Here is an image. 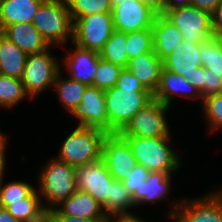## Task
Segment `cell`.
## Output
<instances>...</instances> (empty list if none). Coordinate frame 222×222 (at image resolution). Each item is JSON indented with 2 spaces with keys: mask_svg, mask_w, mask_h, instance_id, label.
Masks as SVG:
<instances>
[{
  "mask_svg": "<svg viewBox=\"0 0 222 222\" xmlns=\"http://www.w3.org/2000/svg\"><path fill=\"white\" fill-rule=\"evenodd\" d=\"M171 134L166 137H124L132 148L136 163L149 172L176 173L181 158L171 146Z\"/></svg>",
  "mask_w": 222,
  "mask_h": 222,
  "instance_id": "1",
  "label": "cell"
},
{
  "mask_svg": "<svg viewBox=\"0 0 222 222\" xmlns=\"http://www.w3.org/2000/svg\"><path fill=\"white\" fill-rule=\"evenodd\" d=\"M32 24L47 43L64 48L73 40V22L66 0H44L32 18Z\"/></svg>",
  "mask_w": 222,
  "mask_h": 222,
  "instance_id": "2",
  "label": "cell"
},
{
  "mask_svg": "<svg viewBox=\"0 0 222 222\" xmlns=\"http://www.w3.org/2000/svg\"><path fill=\"white\" fill-rule=\"evenodd\" d=\"M107 133L97 128L76 126L63 141L57 159L73 167L102 159Z\"/></svg>",
  "mask_w": 222,
  "mask_h": 222,
  "instance_id": "3",
  "label": "cell"
},
{
  "mask_svg": "<svg viewBox=\"0 0 222 222\" xmlns=\"http://www.w3.org/2000/svg\"><path fill=\"white\" fill-rule=\"evenodd\" d=\"M38 180L37 187L39 189L37 190L44 198L42 204L47 212L77 191L75 167L57 158L50 160L47 165L43 166Z\"/></svg>",
  "mask_w": 222,
  "mask_h": 222,
  "instance_id": "4",
  "label": "cell"
},
{
  "mask_svg": "<svg viewBox=\"0 0 222 222\" xmlns=\"http://www.w3.org/2000/svg\"><path fill=\"white\" fill-rule=\"evenodd\" d=\"M105 105L109 118V134L120 133L133 116L153 99L149 90L118 88L104 90Z\"/></svg>",
  "mask_w": 222,
  "mask_h": 222,
  "instance_id": "5",
  "label": "cell"
},
{
  "mask_svg": "<svg viewBox=\"0 0 222 222\" xmlns=\"http://www.w3.org/2000/svg\"><path fill=\"white\" fill-rule=\"evenodd\" d=\"M52 47L39 53L28 54L21 80L31 99L53 87L56 76L61 71L59 60L49 52Z\"/></svg>",
  "mask_w": 222,
  "mask_h": 222,
  "instance_id": "6",
  "label": "cell"
},
{
  "mask_svg": "<svg viewBox=\"0 0 222 222\" xmlns=\"http://www.w3.org/2000/svg\"><path fill=\"white\" fill-rule=\"evenodd\" d=\"M182 33V40L202 44L213 37L212 15L195 6H179L163 14Z\"/></svg>",
  "mask_w": 222,
  "mask_h": 222,
  "instance_id": "7",
  "label": "cell"
},
{
  "mask_svg": "<svg viewBox=\"0 0 222 222\" xmlns=\"http://www.w3.org/2000/svg\"><path fill=\"white\" fill-rule=\"evenodd\" d=\"M174 203V204H173ZM171 203L169 217L174 222H222V190L213 191L204 197Z\"/></svg>",
  "mask_w": 222,
  "mask_h": 222,
  "instance_id": "8",
  "label": "cell"
},
{
  "mask_svg": "<svg viewBox=\"0 0 222 222\" xmlns=\"http://www.w3.org/2000/svg\"><path fill=\"white\" fill-rule=\"evenodd\" d=\"M169 106L159 100L152 99L140 109L120 132L123 137L155 138L166 137L170 127L166 120Z\"/></svg>",
  "mask_w": 222,
  "mask_h": 222,
  "instance_id": "9",
  "label": "cell"
},
{
  "mask_svg": "<svg viewBox=\"0 0 222 222\" xmlns=\"http://www.w3.org/2000/svg\"><path fill=\"white\" fill-rule=\"evenodd\" d=\"M114 30L112 13L87 15L73 23L72 43L99 53Z\"/></svg>",
  "mask_w": 222,
  "mask_h": 222,
  "instance_id": "10",
  "label": "cell"
},
{
  "mask_svg": "<svg viewBox=\"0 0 222 222\" xmlns=\"http://www.w3.org/2000/svg\"><path fill=\"white\" fill-rule=\"evenodd\" d=\"M114 29L134 32L151 29L157 14L140 0H111Z\"/></svg>",
  "mask_w": 222,
  "mask_h": 222,
  "instance_id": "11",
  "label": "cell"
},
{
  "mask_svg": "<svg viewBox=\"0 0 222 222\" xmlns=\"http://www.w3.org/2000/svg\"><path fill=\"white\" fill-rule=\"evenodd\" d=\"M76 189L90 194L101 206L110 198L113 176L103 159L75 167Z\"/></svg>",
  "mask_w": 222,
  "mask_h": 222,
  "instance_id": "12",
  "label": "cell"
},
{
  "mask_svg": "<svg viewBox=\"0 0 222 222\" xmlns=\"http://www.w3.org/2000/svg\"><path fill=\"white\" fill-rule=\"evenodd\" d=\"M102 159L113 178L121 182L137 164L131 146L120 133L107 134L102 146Z\"/></svg>",
  "mask_w": 222,
  "mask_h": 222,
  "instance_id": "13",
  "label": "cell"
},
{
  "mask_svg": "<svg viewBox=\"0 0 222 222\" xmlns=\"http://www.w3.org/2000/svg\"><path fill=\"white\" fill-rule=\"evenodd\" d=\"M72 116L78 121V126L97 128L109 134V118L104 90L95 86H87L81 104Z\"/></svg>",
  "mask_w": 222,
  "mask_h": 222,
  "instance_id": "14",
  "label": "cell"
},
{
  "mask_svg": "<svg viewBox=\"0 0 222 222\" xmlns=\"http://www.w3.org/2000/svg\"><path fill=\"white\" fill-rule=\"evenodd\" d=\"M47 215H68L90 220H108L103 207L88 193L77 190Z\"/></svg>",
  "mask_w": 222,
  "mask_h": 222,
  "instance_id": "15",
  "label": "cell"
},
{
  "mask_svg": "<svg viewBox=\"0 0 222 222\" xmlns=\"http://www.w3.org/2000/svg\"><path fill=\"white\" fill-rule=\"evenodd\" d=\"M73 51L63 59L70 79L80 81L87 86H93L95 72L98 69L100 55L96 51L88 50L73 44Z\"/></svg>",
  "mask_w": 222,
  "mask_h": 222,
  "instance_id": "16",
  "label": "cell"
},
{
  "mask_svg": "<svg viewBox=\"0 0 222 222\" xmlns=\"http://www.w3.org/2000/svg\"><path fill=\"white\" fill-rule=\"evenodd\" d=\"M176 95L189 99L203 100L200 92L187 81L186 77L173 73L163 67L159 86L154 92L153 98L170 107Z\"/></svg>",
  "mask_w": 222,
  "mask_h": 222,
  "instance_id": "17",
  "label": "cell"
},
{
  "mask_svg": "<svg viewBox=\"0 0 222 222\" xmlns=\"http://www.w3.org/2000/svg\"><path fill=\"white\" fill-rule=\"evenodd\" d=\"M199 54L200 44L182 40L175 51L163 61V67L173 73L190 78L196 71V67L202 66Z\"/></svg>",
  "mask_w": 222,
  "mask_h": 222,
  "instance_id": "18",
  "label": "cell"
},
{
  "mask_svg": "<svg viewBox=\"0 0 222 222\" xmlns=\"http://www.w3.org/2000/svg\"><path fill=\"white\" fill-rule=\"evenodd\" d=\"M151 29L153 52L164 61L182 42V33L163 14L155 17Z\"/></svg>",
  "mask_w": 222,
  "mask_h": 222,
  "instance_id": "19",
  "label": "cell"
},
{
  "mask_svg": "<svg viewBox=\"0 0 222 222\" xmlns=\"http://www.w3.org/2000/svg\"><path fill=\"white\" fill-rule=\"evenodd\" d=\"M163 61L154 52H146L129 61L128 69L154 94L159 86Z\"/></svg>",
  "mask_w": 222,
  "mask_h": 222,
  "instance_id": "20",
  "label": "cell"
},
{
  "mask_svg": "<svg viewBox=\"0 0 222 222\" xmlns=\"http://www.w3.org/2000/svg\"><path fill=\"white\" fill-rule=\"evenodd\" d=\"M1 33L27 55L42 52L50 47L32 23H14L7 26Z\"/></svg>",
  "mask_w": 222,
  "mask_h": 222,
  "instance_id": "21",
  "label": "cell"
},
{
  "mask_svg": "<svg viewBox=\"0 0 222 222\" xmlns=\"http://www.w3.org/2000/svg\"><path fill=\"white\" fill-rule=\"evenodd\" d=\"M44 0H0V32L14 23H32Z\"/></svg>",
  "mask_w": 222,
  "mask_h": 222,
  "instance_id": "22",
  "label": "cell"
},
{
  "mask_svg": "<svg viewBox=\"0 0 222 222\" xmlns=\"http://www.w3.org/2000/svg\"><path fill=\"white\" fill-rule=\"evenodd\" d=\"M28 55L0 32V74L22 79Z\"/></svg>",
  "mask_w": 222,
  "mask_h": 222,
  "instance_id": "23",
  "label": "cell"
},
{
  "mask_svg": "<svg viewBox=\"0 0 222 222\" xmlns=\"http://www.w3.org/2000/svg\"><path fill=\"white\" fill-rule=\"evenodd\" d=\"M173 173L149 172L147 180L140 187V206L165 200L170 194Z\"/></svg>",
  "mask_w": 222,
  "mask_h": 222,
  "instance_id": "24",
  "label": "cell"
},
{
  "mask_svg": "<svg viewBox=\"0 0 222 222\" xmlns=\"http://www.w3.org/2000/svg\"><path fill=\"white\" fill-rule=\"evenodd\" d=\"M61 74V71L57 74L53 87L63 103L62 106L72 115L81 104L87 85L66 76L62 77Z\"/></svg>",
  "mask_w": 222,
  "mask_h": 222,
  "instance_id": "25",
  "label": "cell"
},
{
  "mask_svg": "<svg viewBox=\"0 0 222 222\" xmlns=\"http://www.w3.org/2000/svg\"><path fill=\"white\" fill-rule=\"evenodd\" d=\"M8 212L21 222H43L47 219V211L43 207L39 191L35 189L23 202L12 203Z\"/></svg>",
  "mask_w": 222,
  "mask_h": 222,
  "instance_id": "26",
  "label": "cell"
},
{
  "mask_svg": "<svg viewBox=\"0 0 222 222\" xmlns=\"http://www.w3.org/2000/svg\"><path fill=\"white\" fill-rule=\"evenodd\" d=\"M102 207L108 218L116 214L132 213L129 210L133 207L136 209L132 195L124 187L123 182L115 179L111 182L110 198Z\"/></svg>",
  "mask_w": 222,
  "mask_h": 222,
  "instance_id": "27",
  "label": "cell"
},
{
  "mask_svg": "<svg viewBox=\"0 0 222 222\" xmlns=\"http://www.w3.org/2000/svg\"><path fill=\"white\" fill-rule=\"evenodd\" d=\"M126 42L127 33L114 30L99 52L100 58L122 68H128L129 59L126 52Z\"/></svg>",
  "mask_w": 222,
  "mask_h": 222,
  "instance_id": "28",
  "label": "cell"
},
{
  "mask_svg": "<svg viewBox=\"0 0 222 222\" xmlns=\"http://www.w3.org/2000/svg\"><path fill=\"white\" fill-rule=\"evenodd\" d=\"M30 97L19 78L0 74V107L10 109L15 107L22 99Z\"/></svg>",
  "mask_w": 222,
  "mask_h": 222,
  "instance_id": "29",
  "label": "cell"
},
{
  "mask_svg": "<svg viewBox=\"0 0 222 222\" xmlns=\"http://www.w3.org/2000/svg\"><path fill=\"white\" fill-rule=\"evenodd\" d=\"M4 174L0 176V207L7 208L12 203L23 202L36 188L27 181L3 183Z\"/></svg>",
  "mask_w": 222,
  "mask_h": 222,
  "instance_id": "30",
  "label": "cell"
},
{
  "mask_svg": "<svg viewBox=\"0 0 222 222\" xmlns=\"http://www.w3.org/2000/svg\"><path fill=\"white\" fill-rule=\"evenodd\" d=\"M72 22L87 15L112 13L111 0H66Z\"/></svg>",
  "mask_w": 222,
  "mask_h": 222,
  "instance_id": "31",
  "label": "cell"
},
{
  "mask_svg": "<svg viewBox=\"0 0 222 222\" xmlns=\"http://www.w3.org/2000/svg\"><path fill=\"white\" fill-rule=\"evenodd\" d=\"M201 65L216 74H222V39L210 37L200 44Z\"/></svg>",
  "mask_w": 222,
  "mask_h": 222,
  "instance_id": "32",
  "label": "cell"
},
{
  "mask_svg": "<svg viewBox=\"0 0 222 222\" xmlns=\"http://www.w3.org/2000/svg\"><path fill=\"white\" fill-rule=\"evenodd\" d=\"M126 52L129 61L140 54L153 52L152 29H143L127 33Z\"/></svg>",
  "mask_w": 222,
  "mask_h": 222,
  "instance_id": "33",
  "label": "cell"
},
{
  "mask_svg": "<svg viewBox=\"0 0 222 222\" xmlns=\"http://www.w3.org/2000/svg\"><path fill=\"white\" fill-rule=\"evenodd\" d=\"M123 68L103 59L98 60V69L95 72L93 86L106 90L116 86Z\"/></svg>",
  "mask_w": 222,
  "mask_h": 222,
  "instance_id": "34",
  "label": "cell"
},
{
  "mask_svg": "<svg viewBox=\"0 0 222 222\" xmlns=\"http://www.w3.org/2000/svg\"><path fill=\"white\" fill-rule=\"evenodd\" d=\"M203 113L209 123L210 133L222 129V93L212 94L203 98Z\"/></svg>",
  "mask_w": 222,
  "mask_h": 222,
  "instance_id": "35",
  "label": "cell"
},
{
  "mask_svg": "<svg viewBox=\"0 0 222 222\" xmlns=\"http://www.w3.org/2000/svg\"><path fill=\"white\" fill-rule=\"evenodd\" d=\"M149 171L142 165L136 164L130 175L123 181L124 187L132 195L135 205L140 206V187L148 178Z\"/></svg>",
  "mask_w": 222,
  "mask_h": 222,
  "instance_id": "36",
  "label": "cell"
},
{
  "mask_svg": "<svg viewBox=\"0 0 222 222\" xmlns=\"http://www.w3.org/2000/svg\"><path fill=\"white\" fill-rule=\"evenodd\" d=\"M204 88L200 91L203 98L222 93V74H216L203 66Z\"/></svg>",
  "mask_w": 222,
  "mask_h": 222,
  "instance_id": "37",
  "label": "cell"
},
{
  "mask_svg": "<svg viewBox=\"0 0 222 222\" xmlns=\"http://www.w3.org/2000/svg\"><path fill=\"white\" fill-rule=\"evenodd\" d=\"M118 88H134V90H148L143 84L132 74L128 68H123L120 72L116 83Z\"/></svg>",
  "mask_w": 222,
  "mask_h": 222,
  "instance_id": "38",
  "label": "cell"
},
{
  "mask_svg": "<svg viewBox=\"0 0 222 222\" xmlns=\"http://www.w3.org/2000/svg\"><path fill=\"white\" fill-rule=\"evenodd\" d=\"M212 34L213 37L222 39V1L212 14Z\"/></svg>",
  "mask_w": 222,
  "mask_h": 222,
  "instance_id": "39",
  "label": "cell"
},
{
  "mask_svg": "<svg viewBox=\"0 0 222 222\" xmlns=\"http://www.w3.org/2000/svg\"><path fill=\"white\" fill-rule=\"evenodd\" d=\"M221 1L222 0H191V5L212 15Z\"/></svg>",
  "mask_w": 222,
  "mask_h": 222,
  "instance_id": "40",
  "label": "cell"
},
{
  "mask_svg": "<svg viewBox=\"0 0 222 222\" xmlns=\"http://www.w3.org/2000/svg\"><path fill=\"white\" fill-rule=\"evenodd\" d=\"M49 222H108V220H90L68 215H47Z\"/></svg>",
  "mask_w": 222,
  "mask_h": 222,
  "instance_id": "41",
  "label": "cell"
},
{
  "mask_svg": "<svg viewBox=\"0 0 222 222\" xmlns=\"http://www.w3.org/2000/svg\"><path fill=\"white\" fill-rule=\"evenodd\" d=\"M187 81L200 92L204 88L203 66L196 67V71L190 76V78H187Z\"/></svg>",
  "mask_w": 222,
  "mask_h": 222,
  "instance_id": "42",
  "label": "cell"
},
{
  "mask_svg": "<svg viewBox=\"0 0 222 222\" xmlns=\"http://www.w3.org/2000/svg\"><path fill=\"white\" fill-rule=\"evenodd\" d=\"M108 222H145L134 213L116 214L108 218Z\"/></svg>",
  "mask_w": 222,
  "mask_h": 222,
  "instance_id": "43",
  "label": "cell"
},
{
  "mask_svg": "<svg viewBox=\"0 0 222 222\" xmlns=\"http://www.w3.org/2000/svg\"><path fill=\"white\" fill-rule=\"evenodd\" d=\"M143 4L149 7L157 15L164 14L165 0H140Z\"/></svg>",
  "mask_w": 222,
  "mask_h": 222,
  "instance_id": "44",
  "label": "cell"
},
{
  "mask_svg": "<svg viewBox=\"0 0 222 222\" xmlns=\"http://www.w3.org/2000/svg\"><path fill=\"white\" fill-rule=\"evenodd\" d=\"M6 136L5 134H3L1 131H0V176L2 174H4V169H5V165H6V162H5V149H6Z\"/></svg>",
  "mask_w": 222,
  "mask_h": 222,
  "instance_id": "45",
  "label": "cell"
},
{
  "mask_svg": "<svg viewBox=\"0 0 222 222\" xmlns=\"http://www.w3.org/2000/svg\"><path fill=\"white\" fill-rule=\"evenodd\" d=\"M191 5V0H165V11L179 7Z\"/></svg>",
  "mask_w": 222,
  "mask_h": 222,
  "instance_id": "46",
  "label": "cell"
},
{
  "mask_svg": "<svg viewBox=\"0 0 222 222\" xmlns=\"http://www.w3.org/2000/svg\"><path fill=\"white\" fill-rule=\"evenodd\" d=\"M0 222H21L12 216L7 209L0 207Z\"/></svg>",
  "mask_w": 222,
  "mask_h": 222,
  "instance_id": "47",
  "label": "cell"
}]
</instances>
